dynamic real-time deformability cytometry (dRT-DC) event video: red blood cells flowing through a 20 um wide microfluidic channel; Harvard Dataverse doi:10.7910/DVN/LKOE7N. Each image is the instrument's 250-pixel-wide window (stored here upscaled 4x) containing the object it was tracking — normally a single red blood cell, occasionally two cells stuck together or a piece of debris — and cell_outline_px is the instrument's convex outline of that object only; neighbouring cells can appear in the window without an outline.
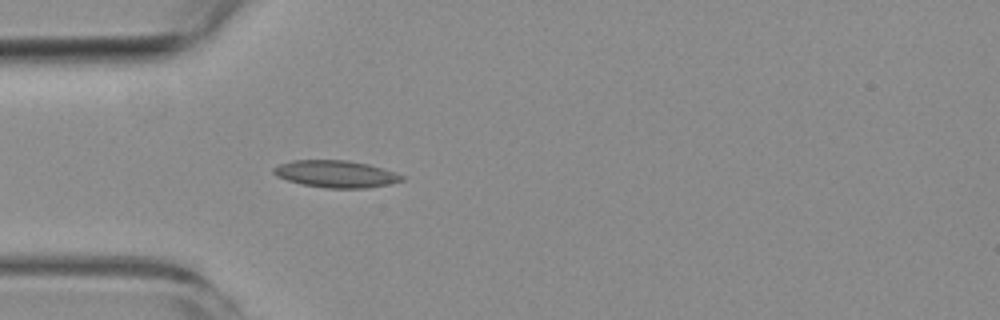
{"species": "common noctule bat (a hibernating species)", "species_latin": "Nyctalus noctula", "temperature_condition": "room temperature", "stored_images_in_passage": 2, "camera_frame_rate_fps": 3000, "um_per_image_px": 0.085, "animal": {"sex": "female", "body_mass_g": 19.3, "forearm_length_mm": 54.1}, "frame": {"image": 1, "passage_image": 2, "time_ms": 1.0, "image_size_px": [1000, 320], "cell_outline_px": [[404, 180], [388, 184], [368, 188], [324, 188], [300, 184], [276, 176], [272, 172], [272, 168], [280, 164], [292, 160], [348, 160], [368, 164], [384, 168], [396, 172], [404, 176]], "centroid_in_image_um": [28.55, 14.78], "position_along_channel_um": 56.5, "area_um2": 20.4}}